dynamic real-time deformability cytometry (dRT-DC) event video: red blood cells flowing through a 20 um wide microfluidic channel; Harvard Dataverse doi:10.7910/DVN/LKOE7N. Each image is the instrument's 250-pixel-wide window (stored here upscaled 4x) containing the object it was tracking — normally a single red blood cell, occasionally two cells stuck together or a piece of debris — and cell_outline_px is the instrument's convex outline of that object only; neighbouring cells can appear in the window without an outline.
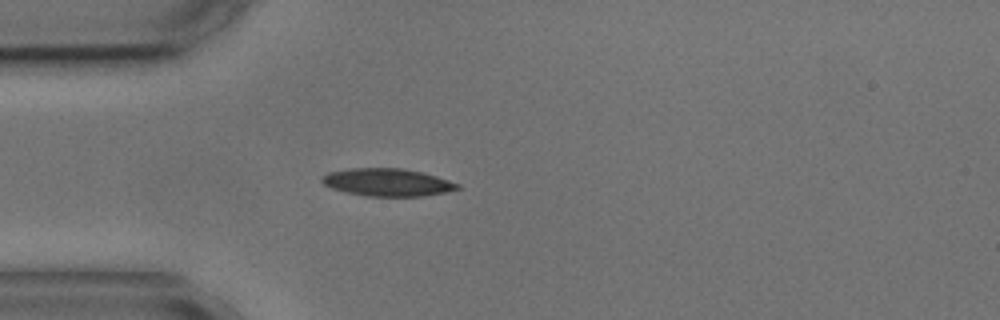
{"species": "common noctule bat (a hibernating species)", "species_latin": "Nyctalus noctula", "temperature_condition": "cold", "stored_images_in_passage": 1, "camera_frame_rate_fps": 3000, "um_per_image_px": 0.085, "animal": {"sex": "male", "body_mass_g": 17.9, "forearm_length_mm": 54.2}, "frame": {"image": 1, "passage_image": 1, "time_ms": 0.0, "image_size_px": [1000, 320], "cell_outline_px": [[460, 188], [444, 192], [424, 196], [368, 196], [348, 192], [332, 188], [324, 184], [320, 180], [320, 176], [328, 172], [352, 168], [400, 168], [420, 172], [436, 176], [460, 184]], "centroid_in_image_um": [32.9, 15.49], "position_along_channel_um": 52.1, "area_um2": 21.62}}